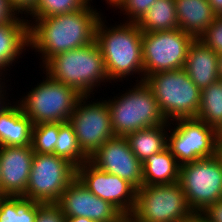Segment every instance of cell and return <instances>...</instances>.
Masks as SVG:
<instances>
[{
    "mask_svg": "<svg viewBox=\"0 0 222 222\" xmlns=\"http://www.w3.org/2000/svg\"><path fill=\"white\" fill-rule=\"evenodd\" d=\"M102 15L90 2L72 13L34 19L29 24V49L31 47L41 54L40 66L43 64V67L57 54L92 43Z\"/></svg>",
    "mask_w": 222,
    "mask_h": 222,
    "instance_id": "cell-1",
    "label": "cell"
},
{
    "mask_svg": "<svg viewBox=\"0 0 222 222\" xmlns=\"http://www.w3.org/2000/svg\"><path fill=\"white\" fill-rule=\"evenodd\" d=\"M123 21L109 27L102 15L96 25L95 41L101 50L110 81L116 83L137 74L140 80L136 77L135 81L141 82L144 81L143 32L136 23Z\"/></svg>",
    "mask_w": 222,
    "mask_h": 222,
    "instance_id": "cell-2",
    "label": "cell"
},
{
    "mask_svg": "<svg viewBox=\"0 0 222 222\" xmlns=\"http://www.w3.org/2000/svg\"><path fill=\"white\" fill-rule=\"evenodd\" d=\"M42 68L53 80L74 88L82 96L92 95L94 98V91L101 87V83H113L109 80L95 40L83 47L57 54Z\"/></svg>",
    "mask_w": 222,
    "mask_h": 222,
    "instance_id": "cell-3",
    "label": "cell"
},
{
    "mask_svg": "<svg viewBox=\"0 0 222 222\" xmlns=\"http://www.w3.org/2000/svg\"><path fill=\"white\" fill-rule=\"evenodd\" d=\"M134 84L121 96L107 100L115 136L126 137L137 130L167 123L149 86L144 81Z\"/></svg>",
    "mask_w": 222,
    "mask_h": 222,
    "instance_id": "cell-4",
    "label": "cell"
},
{
    "mask_svg": "<svg viewBox=\"0 0 222 222\" xmlns=\"http://www.w3.org/2000/svg\"><path fill=\"white\" fill-rule=\"evenodd\" d=\"M144 82L152 90L167 122L197 117L201 90L183 68L151 74Z\"/></svg>",
    "mask_w": 222,
    "mask_h": 222,
    "instance_id": "cell-5",
    "label": "cell"
},
{
    "mask_svg": "<svg viewBox=\"0 0 222 222\" xmlns=\"http://www.w3.org/2000/svg\"><path fill=\"white\" fill-rule=\"evenodd\" d=\"M46 78L31 88L17 102L33 125L51 122H68L78 99L82 96L74 88L53 80L44 71Z\"/></svg>",
    "mask_w": 222,
    "mask_h": 222,
    "instance_id": "cell-6",
    "label": "cell"
},
{
    "mask_svg": "<svg viewBox=\"0 0 222 222\" xmlns=\"http://www.w3.org/2000/svg\"><path fill=\"white\" fill-rule=\"evenodd\" d=\"M194 214L180 184L143 185L128 217L132 222H182Z\"/></svg>",
    "mask_w": 222,
    "mask_h": 222,
    "instance_id": "cell-7",
    "label": "cell"
},
{
    "mask_svg": "<svg viewBox=\"0 0 222 222\" xmlns=\"http://www.w3.org/2000/svg\"><path fill=\"white\" fill-rule=\"evenodd\" d=\"M76 178V166L55 154L34 153L26 193L35 202L57 203L67 186Z\"/></svg>",
    "mask_w": 222,
    "mask_h": 222,
    "instance_id": "cell-8",
    "label": "cell"
},
{
    "mask_svg": "<svg viewBox=\"0 0 222 222\" xmlns=\"http://www.w3.org/2000/svg\"><path fill=\"white\" fill-rule=\"evenodd\" d=\"M178 183L194 213L222 199V163L215 155L180 166Z\"/></svg>",
    "mask_w": 222,
    "mask_h": 222,
    "instance_id": "cell-9",
    "label": "cell"
},
{
    "mask_svg": "<svg viewBox=\"0 0 222 222\" xmlns=\"http://www.w3.org/2000/svg\"><path fill=\"white\" fill-rule=\"evenodd\" d=\"M194 38L180 30L143 32V77L184 67L187 51Z\"/></svg>",
    "mask_w": 222,
    "mask_h": 222,
    "instance_id": "cell-10",
    "label": "cell"
},
{
    "mask_svg": "<svg viewBox=\"0 0 222 222\" xmlns=\"http://www.w3.org/2000/svg\"><path fill=\"white\" fill-rule=\"evenodd\" d=\"M168 132L167 147L180 166L216 155L215 128L197 118L169 122Z\"/></svg>",
    "mask_w": 222,
    "mask_h": 222,
    "instance_id": "cell-11",
    "label": "cell"
},
{
    "mask_svg": "<svg viewBox=\"0 0 222 222\" xmlns=\"http://www.w3.org/2000/svg\"><path fill=\"white\" fill-rule=\"evenodd\" d=\"M91 97L90 95L81 96L68 119L80 147L89 158L107 140L115 136L112 130L107 99L95 100V102L91 100L90 102Z\"/></svg>",
    "mask_w": 222,
    "mask_h": 222,
    "instance_id": "cell-12",
    "label": "cell"
},
{
    "mask_svg": "<svg viewBox=\"0 0 222 222\" xmlns=\"http://www.w3.org/2000/svg\"><path fill=\"white\" fill-rule=\"evenodd\" d=\"M76 177L94 195L110 202L126 218L135 207L137 189L117 175L100 170L89 160L76 167Z\"/></svg>",
    "mask_w": 222,
    "mask_h": 222,
    "instance_id": "cell-13",
    "label": "cell"
},
{
    "mask_svg": "<svg viewBox=\"0 0 222 222\" xmlns=\"http://www.w3.org/2000/svg\"><path fill=\"white\" fill-rule=\"evenodd\" d=\"M65 217H86L95 222H123L126 217L110 202L89 191L76 177L56 203Z\"/></svg>",
    "mask_w": 222,
    "mask_h": 222,
    "instance_id": "cell-14",
    "label": "cell"
},
{
    "mask_svg": "<svg viewBox=\"0 0 222 222\" xmlns=\"http://www.w3.org/2000/svg\"><path fill=\"white\" fill-rule=\"evenodd\" d=\"M89 161L100 170L128 181L136 189L143 186L142 162L132 152L126 137L114 136L107 140Z\"/></svg>",
    "mask_w": 222,
    "mask_h": 222,
    "instance_id": "cell-15",
    "label": "cell"
},
{
    "mask_svg": "<svg viewBox=\"0 0 222 222\" xmlns=\"http://www.w3.org/2000/svg\"><path fill=\"white\" fill-rule=\"evenodd\" d=\"M32 146L0 147V196H23L32 167Z\"/></svg>",
    "mask_w": 222,
    "mask_h": 222,
    "instance_id": "cell-16",
    "label": "cell"
},
{
    "mask_svg": "<svg viewBox=\"0 0 222 222\" xmlns=\"http://www.w3.org/2000/svg\"><path fill=\"white\" fill-rule=\"evenodd\" d=\"M183 69L191 81L202 90L219 80L218 54L200 39H194L187 51Z\"/></svg>",
    "mask_w": 222,
    "mask_h": 222,
    "instance_id": "cell-17",
    "label": "cell"
},
{
    "mask_svg": "<svg viewBox=\"0 0 222 222\" xmlns=\"http://www.w3.org/2000/svg\"><path fill=\"white\" fill-rule=\"evenodd\" d=\"M29 48V25L19 15L10 22L0 24V77H6L13 63ZM25 52H24V51ZM17 60V61H16ZM15 61V62H14ZM7 70V71H6ZM6 71V72H5Z\"/></svg>",
    "mask_w": 222,
    "mask_h": 222,
    "instance_id": "cell-18",
    "label": "cell"
},
{
    "mask_svg": "<svg viewBox=\"0 0 222 222\" xmlns=\"http://www.w3.org/2000/svg\"><path fill=\"white\" fill-rule=\"evenodd\" d=\"M178 28L198 39L217 15L208 0H175Z\"/></svg>",
    "mask_w": 222,
    "mask_h": 222,
    "instance_id": "cell-19",
    "label": "cell"
},
{
    "mask_svg": "<svg viewBox=\"0 0 222 222\" xmlns=\"http://www.w3.org/2000/svg\"><path fill=\"white\" fill-rule=\"evenodd\" d=\"M32 127L31 119L24 114L20 104L13 101L0 114V147L31 146Z\"/></svg>",
    "mask_w": 222,
    "mask_h": 222,
    "instance_id": "cell-20",
    "label": "cell"
},
{
    "mask_svg": "<svg viewBox=\"0 0 222 222\" xmlns=\"http://www.w3.org/2000/svg\"><path fill=\"white\" fill-rule=\"evenodd\" d=\"M143 185H168L179 180L180 165L166 147L142 162Z\"/></svg>",
    "mask_w": 222,
    "mask_h": 222,
    "instance_id": "cell-21",
    "label": "cell"
},
{
    "mask_svg": "<svg viewBox=\"0 0 222 222\" xmlns=\"http://www.w3.org/2000/svg\"><path fill=\"white\" fill-rule=\"evenodd\" d=\"M169 122L132 132L126 136L132 152L141 161L167 147Z\"/></svg>",
    "mask_w": 222,
    "mask_h": 222,
    "instance_id": "cell-22",
    "label": "cell"
},
{
    "mask_svg": "<svg viewBox=\"0 0 222 222\" xmlns=\"http://www.w3.org/2000/svg\"><path fill=\"white\" fill-rule=\"evenodd\" d=\"M136 24L142 32L178 28L175 0H156Z\"/></svg>",
    "mask_w": 222,
    "mask_h": 222,
    "instance_id": "cell-23",
    "label": "cell"
},
{
    "mask_svg": "<svg viewBox=\"0 0 222 222\" xmlns=\"http://www.w3.org/2000/svg\"><path fill=\"white\" fill-rule=\"evenodd\" d=\"M38 202L23 196H0V222H35Z\"/></svg>",
    "mask_w": 222,
    "mask_h": 222,
    "instance_id": "cell-24",
    "label": "cell"
},
{
    "mask_svg": "<svg viewBox=\"0 0 222 222\" xmlns=\"http://www.w3.org/2000/svg\"><path fill=\"white\" fill-rule=\"evenodd\" d=\"M196 118L215 129L222 122V80L201 90V105Z\"/></svg>",
    "mask_w": 222,
    "mask_h": 222,
    "instance_id": "cell-25",
    "label": "cell"
},
{
    "mask_svg": "<svg viewBox=\"0 0 222 222\" xmlns=\"http://www.w3.org/2000/svg\"><path fill=\"white\" fill-rule=\"evenodd\" d=\"M54 154L69 160L76 167L89 160L78 143L74 129L68 122H59L58 140Z\"/></svg>",
    "mask_w": 222,
    "mask_h": 222,
    "instance_id": "cell-26",
    "label": "cell"
},
{
    "mask_svg": "<svg viewBox=\"0 0 222 222\" xmlns=\"http://www.w3.org/2000/svg\"><path fill=\"white\" fill-rule=\"evenodd\" d=\"M92 0H38L34 10L27 19L28 25L33 19L52 17L59 14H67L85 8Z\"/></svg>",
    "mask_w": 222,
    "mask_h": 222,
    "instance_id": "cell-27",
    "label": "cell"
},
{
    "mask_svg": "<svg viewBox=\"0 0 222 222\" xmlns=\"http://www.w3.org/2000/svg\"><path fill=\"white\" fill-rule=\"evenodd\" d=\"M59 122L40 123L33 125L31 146L34 153L54 154L58 140Z\"/></svg>",
    "mask_w": 222,
    "mask_h": 222,
    "instance_id": "cell-28",
    "label": "cell"
},
{
    "mask_svg": "<svg viewBox=\"0 0 222 222\" xmlns=\"http://www.w3.org/2000/svg\"><path fill=\"white\" fill-rule=\"evenodd\" d=\"M156 0H118L113 6L120 9V13L126 15V21L137 23L148 11Z\"/></svg>",
    "mask_w": 222,
    "mask_h": 222,
    "instance_id": "cell-29",
    "label": "cell"
},
{
    "mask_svg": "<svg viewBox=\"0 0 222 222\" xmlns=\"http://www.w3.org/2000/svg\"><path fill=\"white\" fill-rule=\"evenodd\" d=\"M217 54L222 53V16H217L207 30L198 38Z\"/></svg>",
    "mask_w": 222,
    "mask_h": 222,
    "instance_id": "cell-30",
    "label": "cell"
},
{
    "mask_svg": "<svg viewBox=\"0 0 222 222\" xmlns=\"http://www.w3.org/2000/svg\"><path fill=\"white\" fill-rule=\"evenodd\" d=\"M65 215L56 203H38L35 222H64Z\"/></svg>",
    "mask_w": 222,
    "mask_h": 222,
    "instance_id": "cell-31",
    "label": "cell"
},
{
    "mask_svg": "<svg viewBox=\"0 0 222 222\" xmlns=\"http://www.w3.org/2000/svg\"><path fill=\"white\" fill-rule=\"evenodd\" d=\"M12 9L18 14H25V18L34 10L38 0H8ZM24 12V13H23Z\"/></svg>",
    "mask_w": 222,
    "mask_h": 222,
    "instance_id": "cell-32",
    "label": "cell"
},
{
    "mask_svg": "<svg viewBox=\"0 0 222 222\" xmlns=\"http://www.w3.org/2000/svg\"><path fill=\"white\" fill-rule=\"evenodd\" d=\"M201 214L207 222H222V199L209 205Z\"/></svg>",
    "mask_w": 222,
    "mask_h": 222,
    "instance_id": "cell-33",
    "label": "cell"
},
{
    "mask_svg": "<svg viewBox=\"0 0 222 222\" xmlns=\"http://www.w3.org/2000/svg\"><path fill=\"white\" fill-rule=\"evenodd\" d=\"M17 16L8 0H0V24L13 21Z\"/></svg>",
    "mask_w": 222,
    "mask_h": 222,
    "instance_id": "cell-34",
    "label": "cell"
},
{
    "mask_svg": "<svg viewBox=\"0 0 222 222\" xmlns=\"http://www.w3.org/2000/svg\"><path fill=\"white\" fill-rule=\"evenodd\" d=\"M5 80H6L5 77L4 78L0 77V114L12 104V102L9 99H7L9 95L8 93L6 94L7 87L5 85L6 84Z\"/></svg>",
    "mask_w": 222,
    "mask_h": 222,
    "instance_id": "cell-35",
    "label": "cell"
},
{
    "mask_svg": "<svg viewBox=\"0 0 222 222\" xmlns=\"http://www.w3.org/2000/svg\"><path fill=\"white\" fill-rule=\"evenodd\" d=\"M214 13L217 16H222V0H208Z\"/></svg>",
    "mask_w": 222,
    "mask_h": 222,
    "instance_id": "cell-36",
    "label": "cell"
},
{
    "mask_svg": "<svg viewBox=\"0 0 222 222\" xmlns=\"http://www.w3.org/2000/svg\"><path fill=\"white\" fill-rule=\"evenodd\" d=\"M182 222H207V220L201 213H194L192 216L183 220Z\"/></svg>",
    "mask_w": 222,
    "mask_h": 222,
    "instance_id": "cell-37",
    "label": "cell"
},
{
    "mask_svg": "<svg viewBox=\"0 0 222 222\" xmlns=\"http://www.w3.org/2000/svg\"><path fill=\"white\" fill-rule=\"evenodd\" d=\"M64 222H95L86 217H66Z\"/></svg>",
    "mask_w": 222,
    "mask_h": 222,
    "instance_id": "cell-38",
    "label": "cell"
},
{
    "mask_svg": "<svg viewBox=\"0 0 222 222\" xmlns=\"http://www.w3.org/2000/svg\"><path fill=\"white\" fill-rule=\"evenodd\" d=\"M215 132H216V141L217 142H222V122L215 129Z\"/></svg>",
    "mask_w": 222,
    "mask_h": 222,
    "instance_id": "cell-39",
    "label": "cell"
},
{
    "mask_svg": "<svg viewBox=\"0 0 222 222\" xmlns=\"http://www.w3.org/2000/svg\"><path fill=\"white\" fill-rule=\"evenodd\" d=\"M218 77L222 80V53L218 54Z\"/></svg>",
    "mask_w": 222,
    "mask_h": 222,
    "instance_id": "cell-40",
    "label": "cell"
},
{
    "mask_svg": "<svg viewBox=\"0 0 222 222\" xmlns=\"http://www.w3.org/2000/svg\"><path fill=\"white\" fill-rule=\"evenodd\" d=\"M216 156L219 158L222 163V142H217L216 144Z\"/></svg>",
    "mask_w": 222,
    "mask_h": 222,
    "instance_id": "cell-41",
    "label": "cell"
},
{
    "mask_svg": "<svg viewBox=\"0 0 222 222\" xmlns=\"http://www.w3.org/2000/svg\"><path fill=\"white\" fill-rule=\"evenodd\" d=\"M107 1V2H106ZM118 0H105V2L109 5V7L111 8V6H113Z\"/></svg>",
    "mask_w": 222,
    "mask_h": 222,
    "instance_id": "cell-42",
    "label": "cell"
},
{
    "mask_svg": "<svg viewBox=\"0 0 222 222\" xmlns=\"http://www.w3.org/2000/svg\"><path fill=\"white\" fill-rule=\"evenodd\" d=\"M125 222H132L130 219L126 218Z\"/></svg>",
    "mask_w": 222,
    "mask_h": 222,
    "instance_id": "cell-43",
    "label": "cell"
}]
</instances>
